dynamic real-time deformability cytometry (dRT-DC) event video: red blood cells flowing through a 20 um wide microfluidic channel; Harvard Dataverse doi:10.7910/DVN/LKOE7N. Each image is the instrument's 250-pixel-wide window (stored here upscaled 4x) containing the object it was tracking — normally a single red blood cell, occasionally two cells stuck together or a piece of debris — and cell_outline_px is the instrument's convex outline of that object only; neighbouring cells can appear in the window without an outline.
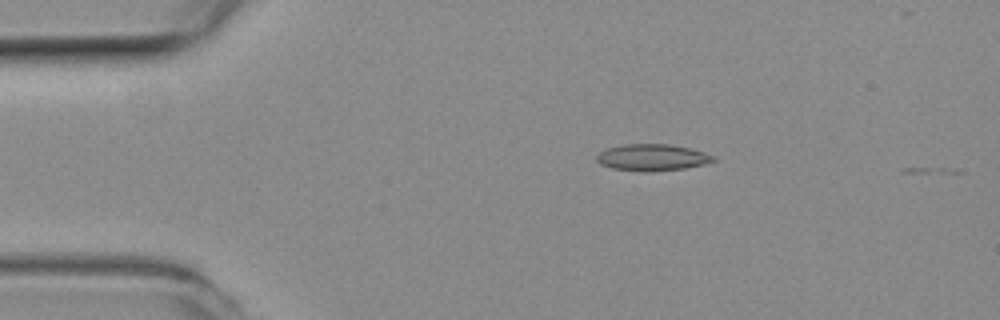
{"species": "common noctule bat (a hibernating species)", "species_latin": "Nyctalus noctula", "temperature_condition": "room temperature", "stored_images_in_passage": 6, "camera_frame_rate_fps": 3000, "um_per_image_px": 0.085, "animal": {"sex": "female", "body_mass_g": 19.3, "forearm_length_mm": 54.1}, "frame": {"image": 1, "passage_image": 3, "time_ms": 0.667, "image_size_px": [1000, 320], "cell_outline_px": [[716, 160], [704, 164], [684, 168], [648, 172], [644, 172], [612, 168], [600, 164], [596, 160], [596, 156], [600, 152], [608, 148], [624, 144], [668, 144], [692, 148], [716, 156]], "centroid_in_image_um": [55.46, 13.38], "position_along_channel_um": 29.5, "area_um2": 18.15}}